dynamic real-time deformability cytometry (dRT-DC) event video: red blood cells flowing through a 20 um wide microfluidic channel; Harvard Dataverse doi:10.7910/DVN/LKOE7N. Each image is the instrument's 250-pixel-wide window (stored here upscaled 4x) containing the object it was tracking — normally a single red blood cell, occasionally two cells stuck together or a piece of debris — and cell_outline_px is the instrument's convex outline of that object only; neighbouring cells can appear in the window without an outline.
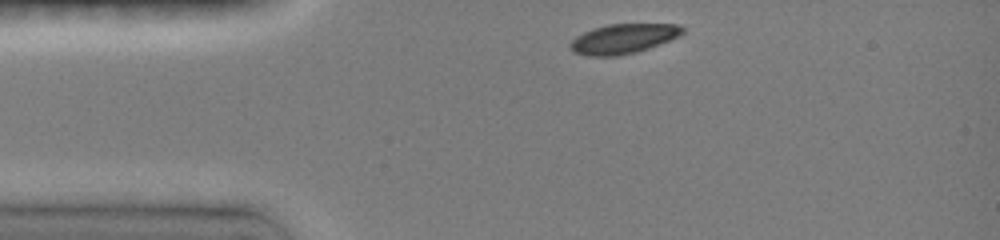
{"species": "common noctule bat (a hibernating species)", "species_latin": "Nyctalus noctula", "temperature_condition": "room temperature", "stored_images_in_passage": 6, "camera_frame_rate_fps": 3000, "um_per_image_px": 0.085, "animal": {"sex": "female", "body_mass_g": 19.0, "forearm_length_mm": 51.5}, "frame": {"image": 1, "passage_image": 1, "time_ms": 0.0, "image_size_px": [1000, 240], "cell_outline_px": [[684, 32], [680, 36], [648, 48], [636, 52], [616, 56], [588, 56], [572, 52], [568, 48], [568, 44], [576, 36], [592, 28], [608, 24], [676, 24], [684, 28]], "centroid_in_image_um": [52.93, 3.29], "position_along_channel_um": 32.1, "area_um2": 19.54}}
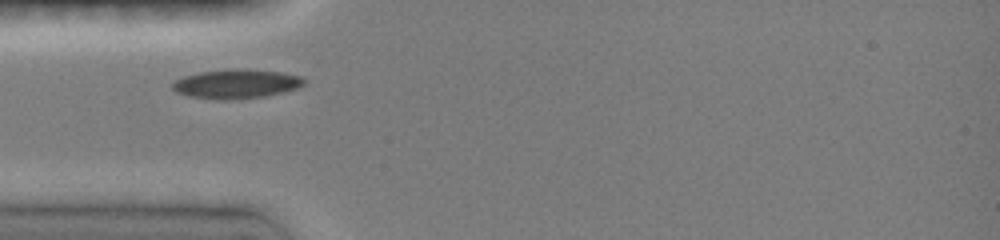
{"frame": {"image": 2, "passage_image": 3, "time_ms": 1.667, "image_size_px": [1000, 240], "cell_outline_px": [[308, 80], [300, 88], [284, 92], [264, 96], [228, 100], [216, 100], [188, 96], [176, 92], [172, 88], [172, 84], [176, 80], [184, 76], [200, 72], [240, 68], [280, 72], [304, 76]], "centroid_in_image_um": [20.14, 7.13], "position_along_channel_um": 64.9, "area_um2": 22.6}}
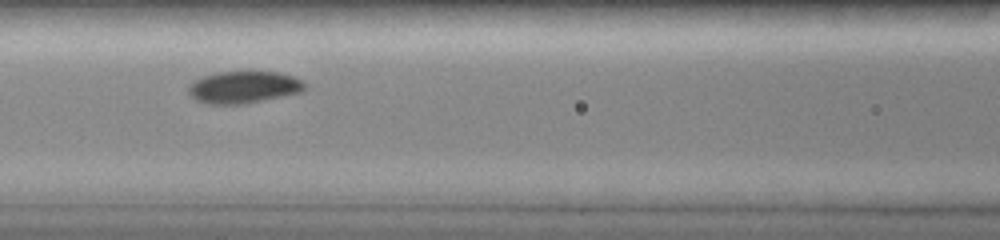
{"frame": {"image": 3, "passage_image": 5, "time_ms": 3.667, "image_size_px": [1000, 240], "cell_outline_px": [[304, 92], [244, 104], [204, 104], [196, 100], [188, 92], [188, 84], [192, 80], [216, 72], [280, 72], [296, 76], [304, 80]], "centroid_in_image_um": [20.72, 7.41], "position_along_channel_um": 145.9, "area_um2": 22.08}}